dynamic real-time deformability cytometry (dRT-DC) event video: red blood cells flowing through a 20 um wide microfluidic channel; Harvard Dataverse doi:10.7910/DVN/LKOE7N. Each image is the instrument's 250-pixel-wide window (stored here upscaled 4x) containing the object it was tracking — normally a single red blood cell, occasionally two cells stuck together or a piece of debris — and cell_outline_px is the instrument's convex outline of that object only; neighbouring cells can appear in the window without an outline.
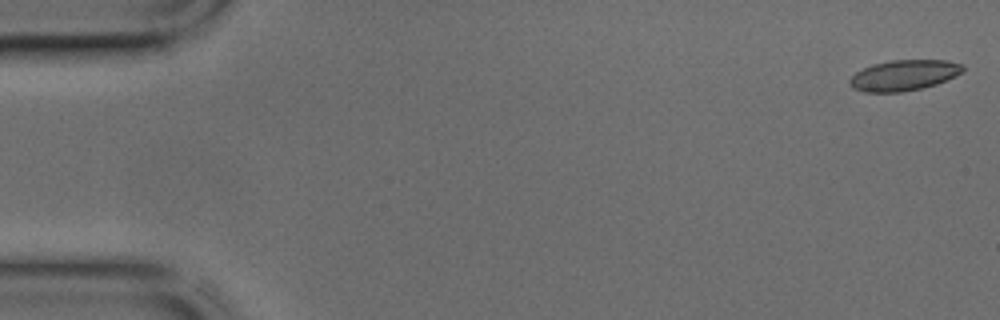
{"species": "common noctule bat (a hibernating species)", "species_latin": "Nyctalus noctula", "temperature_condition": "cold", "stored_images_in_passage": 44, "camera_frame_rate_fps": 3000, "um_per_image_px": 0.085, "animal": {"sex": "male", "body_mass_g": 17.9, "forearm_length_mm": 54.2}, "frame": {"image": 1, "passage_image": 1, "time_ms": 0.0, "image_size_px": [1000, 320], "cell_outline_px": [[964, 72], [956, 76], [936, 84], [920, 88], [900, 92], [864, 92], [852, 88], [848, 84], [848, 80], [856, 72], [872, 64], [892, 60], [948, 60], [964, 64]], "centroid_in_image_um": [76.84, 6.39], "position_along_channel_um": 8.2, "area_um2": 20.35}}
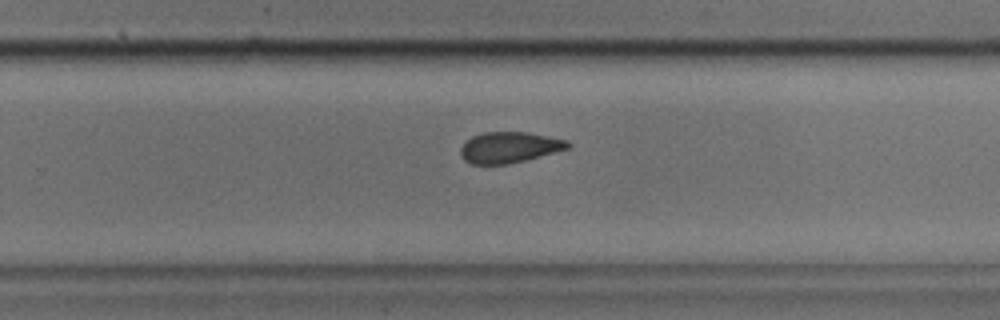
{"frame": {"image": 2, "passage_image": 28, "time_ms": 9.0, "image_size_px": [1000, 320], "cell_outline_px": [[572, 144], [568, 148], [524, 160], [508, 164], [472, 164], [464, 160], [460, 152], [460, 148], [472, 136], [484, 132], [528, 132], [568, 140]], "centroid_in_image_um": [43.29, 12.52], "position_along_channel_um": 286.5, "area_um2": 19.13}}
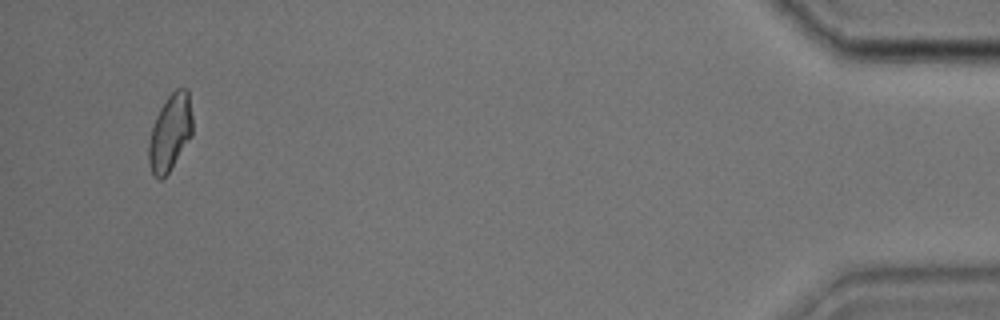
{"frame": {"image": 3, "passage_image": 42, "time_ms": 13.667, "image_size_px": [1000, 320], "cell_outline_px": [[192, 136], [168, 172], [160, 180], [152, 176], [148, 164], [148, 144], [152, 128], [156, 116], [160, 108], [168, 96], [176, 88], [188, 88], [192, 116]], "centroid_in_image_um": [14.45, 11.27], "position_along_channel_um": 420.7, "area_um2": 19.59}}